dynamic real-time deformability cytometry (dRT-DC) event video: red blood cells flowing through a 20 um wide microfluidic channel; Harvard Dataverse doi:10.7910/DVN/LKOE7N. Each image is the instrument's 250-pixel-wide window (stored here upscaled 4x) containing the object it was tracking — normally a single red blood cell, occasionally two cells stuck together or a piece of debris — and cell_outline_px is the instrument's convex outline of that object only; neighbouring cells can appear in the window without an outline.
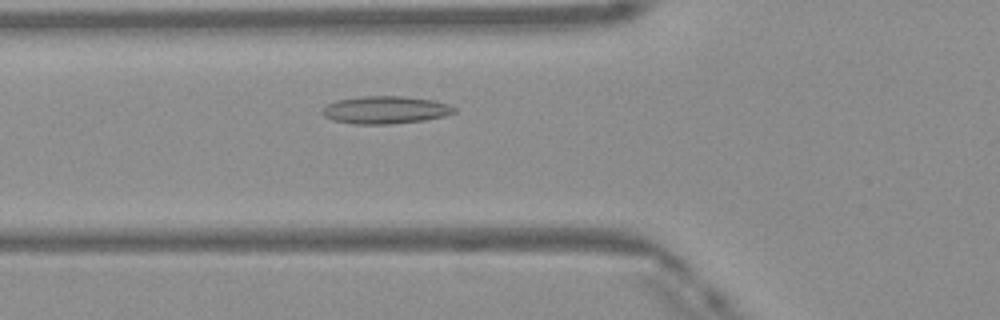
{"species": "Egyptian fruit bat (a non-hibernating species)", "species_latin": "Rousettus aegyptiacus", "temperature_condition": "warm", "stored_images_in_passage": 31, "camera_frame_rate_fps": 3000, "um_per_image_px": 0.085, "frame": {"image": 1, "passage_image": 5, "time_ms": 1.333, "image_size_px": [1000, 320], "cell_outline_px": [[456, 112], [444, 116], [424, 120], [388, 124], [356, 124], [332, 120], [324, 116], [320, 112], [328, 104], [336, 100], [364, 96], [404, 96], [436, 100], [452, 104], [456, 108]], "centroid_in_image_um": [32.8, 9.33], "position_along_channel_um": 93.0, "area_um2": 21.39}}
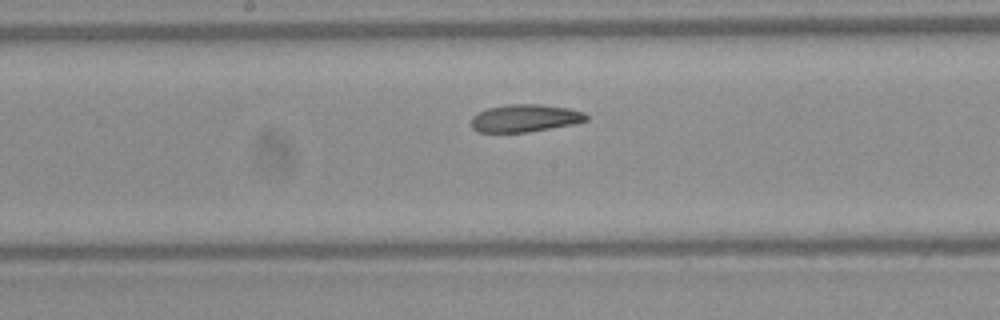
{"frame": {"image": 2, "passage_image": 13, "time_ms": 4.0, "image_size_px": [1000, 320], "cell_outline_px": [[588, 120], [572, 124], [528, 132], [476, 132], [472, 128], [472, 116], [488, 108], [508, 104], [540, 104], [568, 108], [584, 112], [588, 116]], "centroid_in_image_um": [44.62, 10.04], "position_along_channel_um": 203.6, "area_um2": 18.38}}
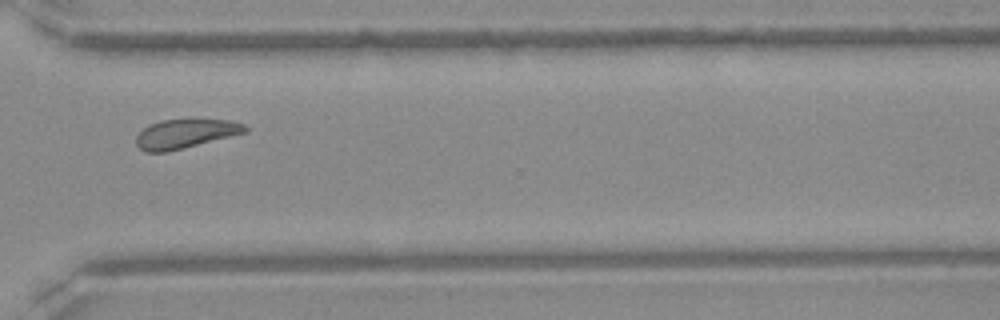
{"frame": {"image": 3, "passage_image": 24, "time_ms": 7.667, "image_size_px": [1000, 320], "cell_outline_px": [[248, 132], [164, 152], [144, 152], [136, 144], [136, 136], [148, 124], [160, 120], [232, 120], [244, 124], [248, 128]], "centroid_in_image_um": [15.74, 11.36], "position_along_channel_um": 354.9, "area_um2": 18.21}, "authors_computed_cell_mechanics": {"area_um2": 19.0162, "velocity_mm_per_s": 4.1239, "shape_relaxation_time_tau1_ms": 4.0564, "shape_relaxation_time_tau2_ms": 3.8775, "deformation_change_tau1": 0.1246, "deformation_change_tau2": 0.1083}}